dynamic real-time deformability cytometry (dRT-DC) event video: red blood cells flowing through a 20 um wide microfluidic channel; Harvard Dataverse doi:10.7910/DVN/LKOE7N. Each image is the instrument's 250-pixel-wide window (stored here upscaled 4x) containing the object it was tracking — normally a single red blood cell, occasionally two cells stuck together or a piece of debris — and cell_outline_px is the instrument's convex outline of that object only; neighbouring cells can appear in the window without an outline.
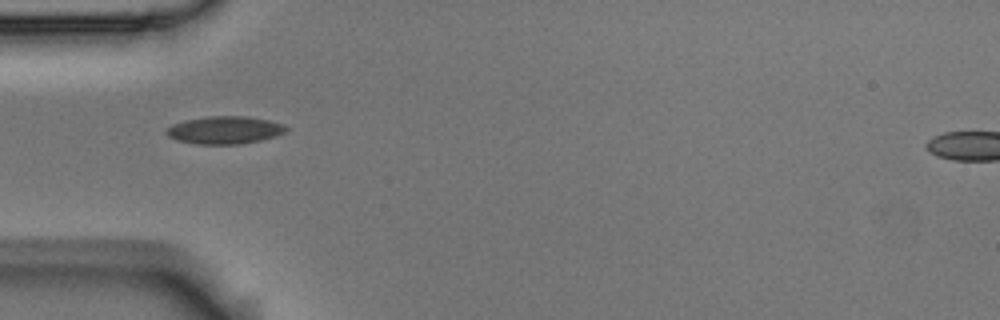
{"species": "Egyptian fruit bat (a non-hibernating species)", "species_latin": "Rousettus aegyptiacus", "temperature_condition": "room temperature", "stored_images_in_passage": 11, "camera_frame_rate_fps": 3000, "um_per_image_px": 0.085, "animal": {"sex": "male"}, "frame": {"image": 1, "passage_image": 1, "time_ms": 0.0, "image_size_px": [1000, 320], "cell_outline_px": [[288, 128], [284, 132], [276, 136], [260, 140], [236, 144], [196, 144], [176, 140], [168, 136], [164, 132], [172, 124], [184, 120], [208, 116], [248, 116], [268, 120], [284, 124]], "centroid_in_image_um": [19.07, 11.05], "position_along_channel_um": 65.9, "area_um2": 19.31}}
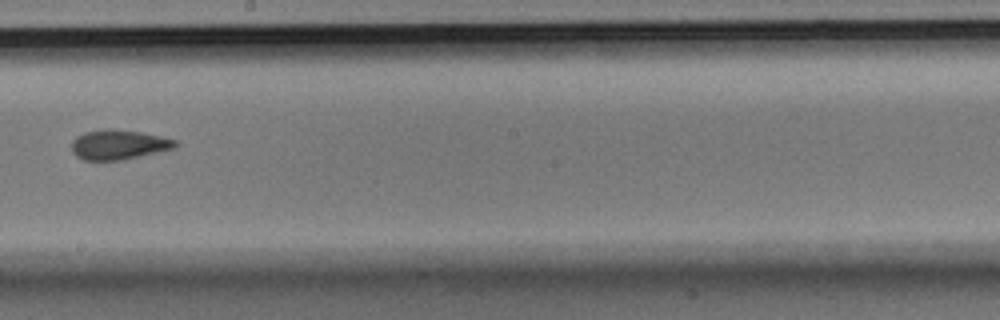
{"frame": {"image": 2, "passage_image": 5, "time_ms": 1.333, "image_size_px": [1000, 320], "cell_outline_px": [[180, 144], [172, 148], [120, 160], [84, 160], [76, 156], [72, 152], [72, 140], [76, 136], [84, 132], [104, 128], [108, 128], [140, 132], [160, 136], [176, 140]], "centroid_in_image_um": [10.03, 12.28], "position_along_channel_um": 238.2, "area_um2": 17.8}}
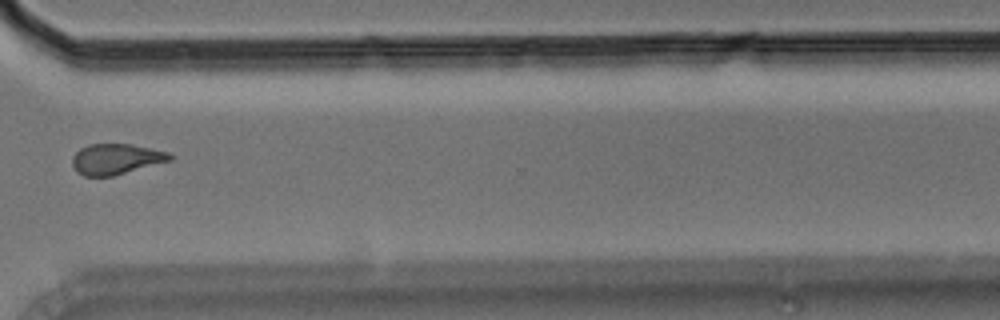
{"frame": {"image": 3, "passage_image": 8, "time_ms": 2.333, "image_size_px": [1000, 320], "cell_outline_px": [[176, 156], [172, 160], [112, 176], [84, 176], [76, 172], [72, 164], [72, 156], [80, 148], [88, 144], [132, 144], [168, 152]], "centroid_in_image_um": [9.86, 13.51], "position_along_channel_um": 360.7, "area_um2": 17.51}}